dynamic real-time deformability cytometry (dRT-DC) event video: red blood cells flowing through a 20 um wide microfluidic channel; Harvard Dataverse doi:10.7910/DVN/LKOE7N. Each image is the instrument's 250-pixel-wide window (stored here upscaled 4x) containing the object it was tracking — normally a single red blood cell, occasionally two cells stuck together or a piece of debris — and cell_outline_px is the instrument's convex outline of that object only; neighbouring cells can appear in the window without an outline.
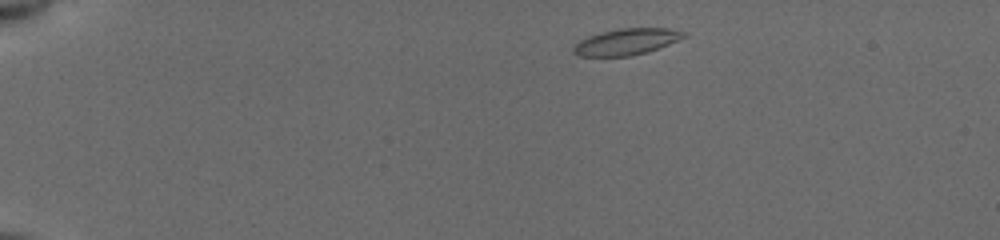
{"species": "common noctule bat (a hibernating species)", "species_latin": "Nyctalus noctula", "temperature_condition": "cold", "stored_images_in_passage": 46, "camera_frame_rate_fps": 3000, "um_per_image_px": 0.085, "animal": {"sex": "female", "body_mass_g": 19.5, "forearm_length_mm": 54.1}, "frame": {"image": 1, "passage_image": 3, "time_ms": 0.667, "image_size_px": [1000, 240], "cell_outline_px": [[688, 36], [648, 52], [628, 56], [580, 56], [572, 52], [572, 48], [580, 40], [588, 36], [600, 32], [620, 28], [668, 28], [688, 32]], "centroid_in_image_um": [53.27, 3.54], "position_along_channel_um": 31.7, "area_um2": 16.99}}
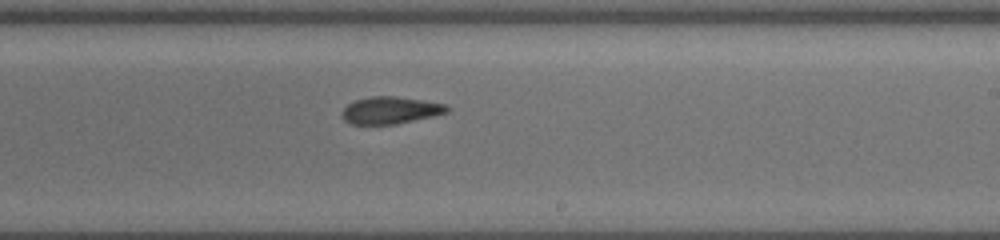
{"frame": {"image": 2, "passage_image": 27, "time_ms": 8.667, "image_size_px": [1000, 240], "cell_outline_px": [[448, 112], [412, 120], [392, 124], [352, 124], [344, 120], [340, 112], [348, 104], [356, 100], [372, 96], [396, 96], [444, 104], [448, 108]], "centroid_in_image_um": [33.11, 9.37], "position_along_channel_um": 255.9, "area_um2": 16.18}}
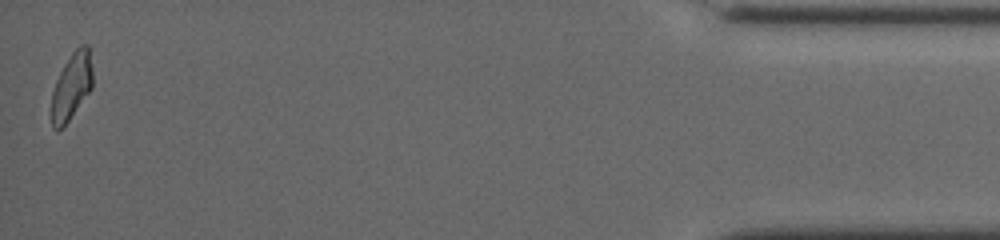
{"frame": {"image": 3, "passage_image": 46, "time_ms": 15.0, "image_size_px": [1000, 240], "cell_outline_px": [[92, 88], [68, 120], [56, 132], [52, 128], [52, 92], [56, 80], [64, 64], [72, 52], [80, 44], [88, 44], [92, 68]], "centroid_in_image_um": [6.09, 7.3], "position_along_channel_um": 429.1, "area_um2": 15.78}, "authors_computed_cell_mechanics": {"area_um2": 16.9354, "velocity_mm_per_s": 3.8993, "shape_relaxation_time_tau1_ms": 8.644, "shape_relaxation_time_tau2_ms": 5.5017, "deformation_change_tau1": 0.214, "deformation_change_tau2": 0.0817}}